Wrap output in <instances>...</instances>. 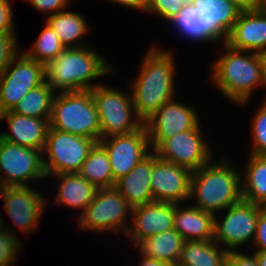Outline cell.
<instances>
[{"label":"cell","instance_id":"1","mask_svg":"<svg viewBox=\"0 0 266 266\" xmlns=\"http://www.w3.org/2000/svg\"><path fill=\"white\" fill-rule=\"evenodd\" d=\"M159 47L157 43L147 49L137 76L129 79L128 88L132 95L137 116L145 122L167 101L177 97V63L172 49Z\"/></svg>","mask_w":266,"mask_h":266},{"label":"cell","instance_id":"2","mask_svg":"<svg viewBox=\"0 0 266 266\" xmlns=\"http://www.w3.org/2000/svg\"><path fill=\"white\" fill-rule=\"evenodd\" d=\"M221 46L223 53L210 65V84L234 105H247L255 90L265 88L263 54Z\"/></svg>","mask_w":266,"mask_h":266},{"label":"cell","instance_id":"3","mask_svg":"<svg viewBox=\"0 0 266 266\" xmlns=\"http://www.w3.org/2000/svg\"><path fill=\"white\" fill-rule=\"evenodd\" d=\"M227 155H221L218 160L214 158L210 163L192 172L190 204L215 215L243 199L242 170L234 166L231 162L233 160Z\"/></svg>","mask_w":266,"mask_h":266},{"label":"cell","instance_id":"4","mask_svg":"<svg viewBox=\"0 0 266 266\" xmlns=\"http://www.w3.org/2000/svg\"><path fill=\"white\" fill-rule=\"evenodd\" d=\"M90 45L66 48L46 65V82L57 92L93 90L97 79L116 71L106 57ZM95 82V83H93Z\"/></svg>","mask_w":266,"mask_h":266},{"label":"cell","instance_id":"5","mask_svg":"<svg viewBox=\"0 0 266 266\" xmlns=\"http://www.w3.org/2000/svg\"><path fill=\"white\" fill-rule=\"evenodd\" d=\"M50 128L99 142L101 130L91 90L56 93Z\"/></svg>","mask_w":266,"mask_h":266},{"label":"cell","instance_id":"6","mask_svg":"<svg viewBox=\"0 0 266 266\" xmlns=\"http://www.w3.org/2000/svg\"><path fill=\"white\" fill-rule=\"evenodd\" d=\"M91 92L99 118L101 139L129 134L144 125L135 112L130 88L126 93V90L105 85L104 82Z\"/></svg>","mask_w":266,"mask_h":266},{"label":"cell","instance_id":"7","mask_svg":"<svg viewBox=\"0 0 266 266\" xmlns=\"http://www.w3.org/2000/svg\"><path fill=\"white\" fill-rule=\"evenodd\" d=\"M131 210L132 207L115 187L99 188L84 213L77 218V227L99 235L109 232L125 236L130 226Z\"/></svg>","mask_w":266,"mask_h":266},{"label":"cell","instance_id":"8","mask_svg":"<svg viewBox=\"0 0 266 266\" xmlns=\"http://www.w3.org/2000/svg\"><path fill=\"white\" fill-rule=\"evenodd\" d=\"M46 196L39 190L37 191L34 186L1 187L0 198L4 202L3 210L9 216L12 224L4 226L5 221L0 214V227L16 236L15 233L19 229L25 238L36 229L38 231L45 208L49 206L47 204L50 200Z\"/></svg>","mask_w":266,"mask_h":266},{"label":"cell","instance_id":"9","mask_svg":"<svg viewBox=\"0 0 266 266\" xmlns=\"http://www.w3.org/2000/svg\"><path fill=\"white\" fill-rule=\"evenodd\" d=\"M260 212L261 205L242 199L220 212L224 215L215 214L214 241L228 252L241 251V247L247 244L250 247Z\"/></svg>","mask_w":266,"mask_h":266},{"label":"cell","instance_id":"10","mask_svg":"<svg viewBox=\"0 0 266 266\" xmlns=\"http://www.w3.org/2000/svg\"><path fill=\"white\" fill-rule=\"evenodd\" d=\"M45 82L46 65L20 49L0 75V112L11 111L23 96Z\"/></svg>","mask_w":266,"mask_h":266},{"label":"cell","instance_id":"11","mask_svg":"<svg viewBox=\"0 0 266 266\" xmlns=\"http://www.w3.org/2000/svg\"><path fill=\"white\" fill-rule=\"evenodd\" d=\"M95 140L49 128L43 149L47 177L79 173Z\"/></svg>","mask_w":266,"mask_h":266},{"label":"cell","instance_id":"12","mask_svg":"<svg viewBox=\"0 0 266 266\" xmlns=\"http://www.w3.org/2000/svg\"><path fill=\"white\" fill-rule=\"evenodd\" d=\"M47 179L43 151L19 146L0 137V185L30 186Z\"/></svg>","mask_w":266,"mask_h":266},{"label":"cell","instance_id":"13","mask_svg":"<svg viewBox=\"0 0 266 266\" xmlns=\"http://www.w3.org/2000/svg\"><path fill=\"white\" fill-rule=\"evenodd\" d=\"M201 125L166 139L154 153L159 159L185 167L191 172L210 163L216 157H213L214 152Z\"/></svg>","mask_w":266,"mask_h":266},{"label":"cell","instance_id":"14","mask_svg":"<svg viewBox=\"0 0 266 266\" xmlns=\"http://www.w3.org/2000/svg\"><path fill=\"white\" fill-rule=\"evenodd\" d=\"M196 110L176 97L162 105L144 122L151 150L154 152L166 139L197 127L202 119Z\"/></svg>","mask_w":266,"mask_h":266},{"label":"cell","instance_id":"15","mask_svg":"<svg viewBox=\"0 0 266 266\" xmlns=\"http://www.w3.org/2000/svg\"><path fill=\"white\" fill-rule=\"evenodd\" d=\"M99 143L107 152L115 181L127 175L152 152L145 125L129 134L102 138Z\"/></svg>","mask_w":266,"mask_h":266},{"label":"cell","instance_id":"16","mask_svg":"<svg viewBox=\"0 0 266 266\" xmlns=\"http://www.w3.org/2000/svg\"><path fill=\"white\" fill-rule=\"evenodd\" d=\"M191 174L187 168L161 160L154 153L150 175L153 201L174 204L188 202Z\"/></svg>","mask_w":266,"mask_h":266},{"label":"cell","instance_id":"17","mask_svg":"<svg viewBox=\"0 0 266 266\" xmlns=\"http://www.w3.org/2000/svg\"><path fill=\"white\" fill-rule=\"evenodd\" d=\"M176 204L150 202L133 207L130 226L126 233L133 247L152 235L174 229L173 220Z\"/></svg>","mask_w":266,"mask_h":266},{"label":"cell","instance_id":"18","mask_svg":"<svg viewBox=\"0 0 266 266\" xmlns=\"http://www.w3.org/2000/svg\"><path fill=\"white\" fill-rule=\"evenodd\" d=\"M204 27V45L224 43L242 12L229 0H194Z\"/></svg>","mask_w":266,"mask_h":266},{"label":"cell","instance_id":"19","mask_svg":"<svg viewBox=\"0 0 266 266\" xmlns=\"http://www.w3.org/2000/svg\"><path fill=\"white\" fill-rule=\"evenodd\" d=\"M239 51L266 53V11H242L225 42Z\"/></svg>","mask_w":266,"mask_h":266},{"label":"cell","instance_id":"20","mask_svg":"<svg viewBox=\"0 0 266 266\" xmlns=\"http://www.w3.org/2000/svg\"><path fill=\"white\" fill-rule=\"evenodd\" d=\"M50 118H32L8 111L1 113V121H6L7 131L0 137L19 146L43 151L50 128Z\"/></svg>","mask_w":266,"mask_h":266},{"label":"cell","instance_id":"21","mask_svg":"<svg viewBox=\"0 0 266 266\" xmlns=\"http://www.w3.org/2000/svg\"><path fill=\"white\" fill-rule=\"evenodd\" d=\"M53 176L58 180L55 187L57 189L56 195H54L55 204L59 207L63 206L64 208L65 206L72 208L73 211H79L78 215L75 216L76 219L79 218L94 199L98 188L79 173L57 174L47 177V179H51V182Z\"/></svg>","mask_w":266,"mask_h":266},{"label":"cell","instance_id":"22","mask_svg":"<svg viewBox=\"0 0 266 266\" xmlns=\"http://www.w3.org/2000/svg\"><path fill=\"white\" fill-rule=\"evenodd\" d=\"M187 204H176L174 229L185 241L214 240L215 215Z\"/></svg>","mask_w":266,"mask_h":266},{"label":"cell","instance_id":"23","mask_svg":"<svg viewBox=\"0 0 266 266\" xmlns=\"http://www.w3.org/2000/svg\"><path fill=\"white\" fill-rule=\"evenodd\" d=\"M154 165V152L152 151L138 163L127 175L116 180L114 187L125 197L133 208L153 202L150 175Z\"/></svg>","mask_w":266,"mask_h":266},{"label":"cell","instance_id":"24","mask_svg":"<svg viewBox=\"0 0 266 266\" xmlns=\"http://www.w3.org/2000/svg\"><path fill=\"white\" fill-rule=\"evenodd\" d=\"M45 18V22L59 36L66 48H80L90 45L84 41L90 26L86 17L80 12L65 9Z\"/></svg>","mask_w":266,"mask_h":266},{"label":"cell","instance_id":"25","mask_svg":"<svg viewBox=\"0 0 266 266\" xmlns=\"http://www.w3.org/2000/svg\"><path fill=\"white\" fill-rule=\"evenodd\" d=\"M184 238L175 230L163 231L142 240L136 248L144 255L177 265Z\"/></svg>","mask_w":266,"mask_h":266},{"label":"cell","instance_id":"26","mask_svg":"<svg viewBox=\"0 0 266 266\" xmlns=\"http://www.w3.org/2000/svg\"><path fill=\"white\" fill-rule=\"evenodd\" d=\"M241 172L242 197L263 206L266 203V155H251Z\"/></svg>","mask_w":266,"mask_h":266},{"label":"cell","instance_id":"27","mask_svg":"<svg viewBox=\"0 0 266 266\" xmlns=\"http://www.w3.org/2000/svg\"><path fill=\"white\" fill-rule=\"evenodd\" d=\"M228 253L214 240L185 241L176 266H225Z\"/></svg>","mask_w":266,"mask_h":266},{"label":"cell","instance_id":"28","mask_svg":"<svg viewBox=\"0 0 266 266\" xmlns=\"http://www.w3.org/2000/svg\"><path fill=\"white\" fill-rule=\"evenodd\" d=\"M79 174L99 188H111L115 185L109 157L105 148L96 142L83 162Z\"/></svg>","mask_w":266,"mask_h":266},{"label":"cell","instance_id":"29","mask_svg":"<svg viewBox=\"0 0 266 266\" xmlns=\"http://www.w3.org/2000/svg\"><path fill=\"white\" fill-rule=\"evenodd\" d=\"M56 91L47 83L29 91L11 112L32 118H50Z\"/></svg>","mask_w":266,"mask_h":266},{"label":"cell","instance_id":"30","mask_svg":"<svg viewBox=\"0 0 266 266\" xmlns=\"http://www.w3.org/2000/svg\"><path fill=\"white\" fill-rule=\"evenodd\" d=\"M66 47L63 45L59 36L54 30L44 21V27L39 36L29 50L22 51L33 60L47 65L54 60Z\"/></svg>","mask_w":266,"mask_h":266},{"label":"cell","instance_id":"31","mask_svg":"<svg viewBox=\"0 0 266 266\" xmlns=\"http://www.w3.org/2000/svg\"><path fill=\"white\" fill-rule=\"evenodd\" d=\"M168 24L172 25L174 31L187 41L197 44H204V27H202V19L196 8L185 6L179 14L171 18Z\"/></svg>","mask_w":266,"mask_h":266},{"label":"cell","instance_id":"32","mask_svg":"<svg viewBox=\"0 0 266 266\" xmlns=\"http://www.w3.org/2000/svg\"><path fill=\"white\" fill-rule=\"evenodd\" d=\"M262 100L261 107L255 111L250 123L251 155H266V99Z\"/></svg>","mask_w":266,"mask_h":266},{"label":"cell","instance_id":"33","mask_svg":"<svg viewBox=\"0 0 266 266\" xmlns=\"http://www.w3.org/2000/svg\"><path fill=\"white\" fill-rule=\"evenodd\" d=\"M19 236L13 235L0 227V266H15L18 254L24 250Z\"/></svg>","mask_w":266,"mask_h":266},{"label":"cell","instance_id":"34","mask_svg":"<svg viewBox=\"0 0 266 266\" xmlns=\"http://www.w3.org/2000/svg\"><path fill=\"white\" fill-rule=\"evenodd\" d=\"M187 6L184 0H147L146 13L154 15L165 21H169Z\"/></svg>","mask_w":266,"mask_h":266},{"label":"cell","instance_id":"35","mask_svg":"<svg viewBox=\"0 0 266 266\" xmlns=\"http://www.w3.org/2000/svg\"><path fill=\"white\" fill-rule=\"evenodd\" d=\"M17 35L0 33V75L8 67L11 58L20 50Z\"/></svg>","mask_w":266,"mask_h":266},{"label":"cell","instance_id":"36","mask_svg":"<svg viewBox=\"0 0 266 266\" xmlns=\"http://www.w3.org/2000/svg\"><path fill=\"white\" fill-rule=\"evenodd\" d=\"M34 10L42 12L45 16L56 14L69 8L72 0H25ZM76 1V0H73Z\"/></svg>","mask_w":266,"mask_h":266},{"label":"cell","instance_id":"37","mask_svg":"<svg viewBox=\"0 0 266 266\" xmlns=\"http://www.w3.org/2000/svg\"><path fill=\"white\" fill-rule=\"evenodd\" d=\"M10 0H0V33L17 34L15 31L14 9Z\"/></svg>","mask_w":266,"mask_h":266},{"label":"cell","instance_id":"38","mask_svg":"<svg viewBox=\"0 0 266 266\" xmlns=\"http://www.w3.org/2000/svg\"><path fill=\"white\" fill-rule=\"evenodd\" d=\"M253 251L266 252V210L261 206V212L256 228V234L252 242Z\"/></svg>","mask_w":266,"mask_h":266},{"label":"cell","instance_id":"39","mask_svg":"<svg viewBox=\"0 0 266 266\" xmlns=\"http://www.w3.org/2000/svg\"><path fill=\"white\" fill-rule=\"evenodd\" d=\"M232 251L228 253L225 266H258L256 256L252 253Z\"/></svg>","mask_w":266,"mask_h":266},{"label":"cell","instance_id":"40","mask_svg":"<svg viewBox=\"0 0 266 266\" xmlns=\"http://www.w3.org/2000/svg\"><path fill=\"white\" fill-rule=\"evenodd\" d=\"M111 3H116L117 5H120L122 7H127L131 10H140L141 13L142 11H145L146 5H147V0H106Z\"/></svg>","mask_w":266,"mask_h":266},{"label":"cell","instance_id":"41","mask_svg":"<svg viewBox=\"0 0 266 266\" xmlns=\"http://www.w3.org/2000/svg\"><path fill=\"white\" fill-rule=\"evenodd\" d=\"M134 249H136L137 252H139V254L142 255L140 257L141 260L139 259L138 266H175L168 262H164V261L157 260L152 257L146 256L142 254L136 247H134Z\"/></svg>","mask_w":266,"mask_h":266},{"label":"cell","instance_id":"42","mask_svg":"<svg viewBox=\"0 0 266 266\" xmlns=\"http://www.w3.org/2000/svg\"><path fill=\"white\" fill-rule=\"evenodd\" d=\"M242 11L255 10L256 0H229Z\"/></svg>","mask_w":266,"mask_h":266},{"label":"cell","instance_id":"43","mask_svg":"<svg viewBox=\"0 0 266 266\" xmlns=\"http://www.w3.org/2000/svg\"><path fill=\"white\" fill-rule=\"evenodd\" d=\"M252 253L256 256L258 266H266V252L253 251Z\"/></svg>","mask_w":266,"mask_h":266},{"label":"cell","instance_id":"44","mask_svg":"<svg viewBox=\"0 0 266 266\" xmlns=\"http://www.w3.org/2000/svg\"><path fill=\"white\" fill-rule=\"evenodd\" d=\"M255 10L257 11H266V0H256Z\"/></svg>","mask_w":266,"mask_h":266},{"label":"cell","instance_id":"45","mask_svg":"<svg viewBox=\"0 0 266 266\" xmlns=\"http://www.w3.org/2000/svg\"><path fill=\"white\" fill-rule=\"evenodd\" d=\"M263 58H264V64H265V88H266V53L263 54ZM264 99H266V97H264Z\"/></svg>","mask_w":266,"mask_h":266},{"label":"cell","instance_id":"46","mask_svg":"<svg viewBox=\"0 0 266 266\" xmlns=\"http://www.w3.org/2000/svg\"><path fill=\"white\" fill-rule=\"evenodd\" d=\"M187 6H191L194 3V0H184Z\"/></svg>","mask_w":266,"mask_h":266}]
</instances>
